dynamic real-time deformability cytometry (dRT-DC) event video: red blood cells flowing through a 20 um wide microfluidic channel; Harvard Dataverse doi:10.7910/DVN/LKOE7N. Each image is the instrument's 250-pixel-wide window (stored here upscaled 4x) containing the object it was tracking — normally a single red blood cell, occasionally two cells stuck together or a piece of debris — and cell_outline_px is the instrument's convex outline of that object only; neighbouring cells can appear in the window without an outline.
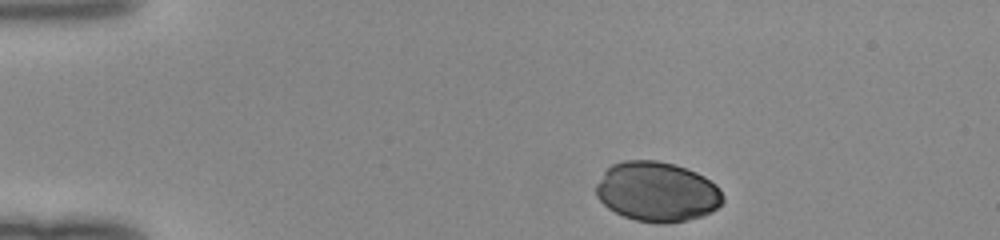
{"species": "human", "species_latin": "Homo sapiens", "temperature_condition": "room temperature", "stored_images_in_passage": 33, "camera_frame_rate_fps": 3000, "um_per_image_px": 0.085, "donor": {"sex": "female"}, "frame": {"image": 1, "passage_image": 1, "time_ms": 0.0, "image_size_px": [1000, 240], "cell_outline_px": [[724, 200], [712, 212], [688, 220], [668, 224], [660, 224], [636, 220], [624, 216], [608, 208], [596, 196], [596, 184], [604, 172], [612, 164], [624, 160], [656, 160], [676, 164], [696, 172], [704, 176], [716, 184], [720, 188], [724, 196]], "centroid_in_image_um": [55.87, 16.29], "position_along_channel_um": 29.1, "area_um2": 44.45}}
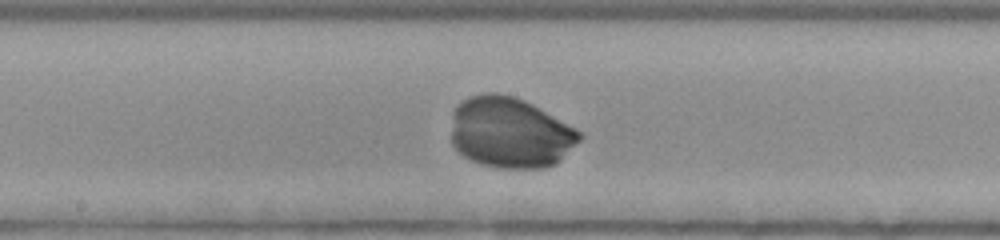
{"frame": {"image": 2, "passage_image": 19, "time_ms": 6.0, "image_size_px": [1000, 240], "cell_outline_px": [[584, 136], [556, 164], [544, 168], [496, 168], [480, 164], [464, 156], [452, 144], [452, 112], [456, 104], [460, 100], [468, 96], [488, 92], [496, 92], [512, 96], [524, 100], [532, 104], [576, 128]], "centroid_in_image_um": [43.34, 11.26], "position_along_channel_um": 204.9, "area_um2": 53.29}}
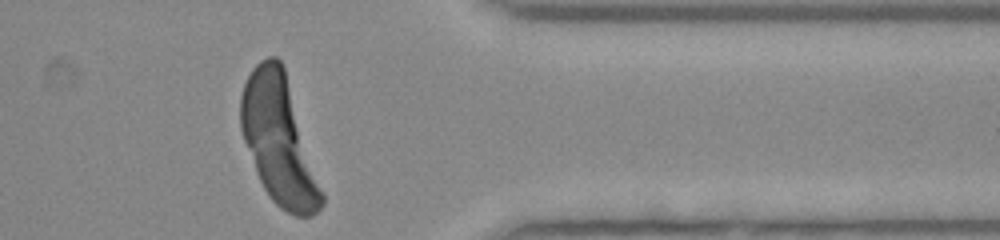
{"frame": {"image": 3, "passage_image": 33, "time_ms": 10.667, "image_size_px": [1000, 240], "cell_outline_px": [[324, 204], [312, 216], [296, 216], [280, 208], [268, 196], [256, 172], [244, 140], [240, 128], [240, 96], [244, 84], [252, 68], [260, 60], [268, 56], [276, 56], [280, 60], [284, 68], [324, 192]], "centroid_in_image_um": [23.71, 11.92], "position_along_channel_um": 387.7, "area_um2": 60.17}}